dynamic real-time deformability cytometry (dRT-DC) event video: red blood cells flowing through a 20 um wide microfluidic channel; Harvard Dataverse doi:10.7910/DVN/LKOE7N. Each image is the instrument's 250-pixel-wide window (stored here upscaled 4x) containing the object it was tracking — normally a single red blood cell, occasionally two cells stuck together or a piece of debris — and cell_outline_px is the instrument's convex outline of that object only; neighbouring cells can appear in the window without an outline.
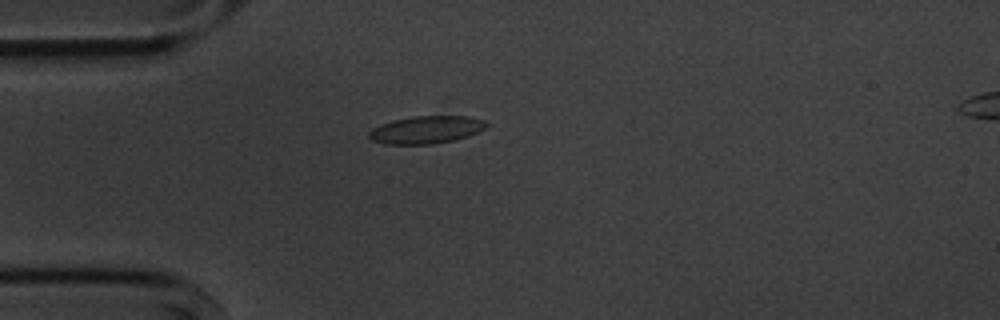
{"species": "common noctule bat (a hibernating species)", "species_latin": "Nyctalus noctula", "temperature_condition": "cold", "stored_images_in_passage": 3, "camera_frame_rate_fps": 3000, "um_per_image_px": 0.085, "animal": {"sex": "male", "body_mass_g": 20.1, "forearm_length_mm": 53.5}, "frame": {"image": 1, "passage_image": 2, "time_ms": 1.333, "image_size_px": [1000, 320], "cell_outline_px": [[488, 124], [484, 128], [468, 136], [452, 140], [432, 144], [384, 144], [372, 140], [368, 136], [368, 132], [372, 128], [380, 124], [392, 120], [416, 116], [468, 116], [484, 120]], "centroid_in_image_um": [36.19, 11.02], "position_along_channel_um": 48.8, "area_um2": 18.79}}